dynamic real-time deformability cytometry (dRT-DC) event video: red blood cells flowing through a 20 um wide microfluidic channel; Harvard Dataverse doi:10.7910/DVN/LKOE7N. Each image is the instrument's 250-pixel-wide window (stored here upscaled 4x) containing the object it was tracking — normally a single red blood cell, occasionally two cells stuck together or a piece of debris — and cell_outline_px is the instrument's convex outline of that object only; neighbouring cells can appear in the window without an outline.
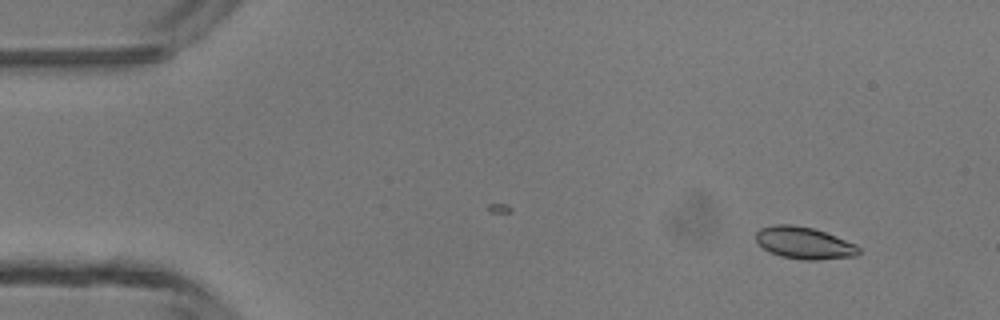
{"species": "common noctule bat (a hibernating species)", "species_latin": "Nyctalus noctula", "temperature_condition": "room temperature", "stored_images_in_passage": 5, "camera_frame_rate_fps": 3000, "um_per_image_px": 0.085, "animal": {"sex": "male", "body_mass_g": 13.3}, "frame": {"image": 1, "passage_image": 2, "time_ms": 1.333, "image_size_px": [1000, 320], "cell_outline_px": [[860, 252], [856, 256], [816, 260], [804, 260], [780, 256], [764, 248], [756, 240], [756, 232], [760, 228], [776, 224], [792, 224], [812, 228], [836, 236], [856, 244], [860, 248]], "centroid_in_image_um": [68.37, 20.65], "position_along_channel_um": 16.6, "area_um2": 19.07}}
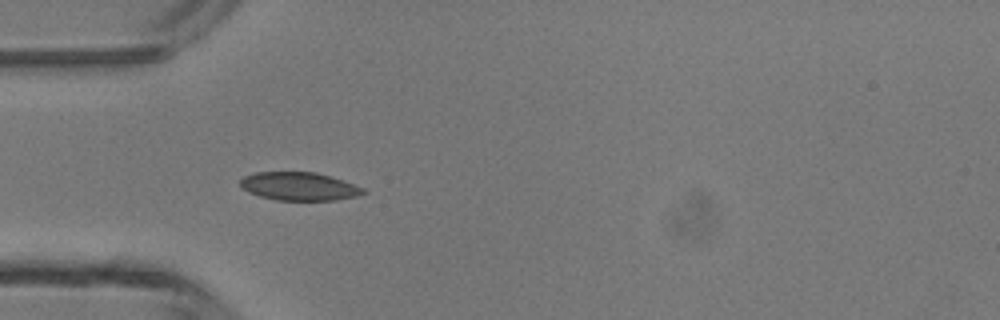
{"frame": {"image": 2, "passage_image": 5, "time_ms": 4.667, "image_size_px": [1000, 320], "cell_outline_px": [[368, 192], [356, 196], [336, 200], [276, 200], [260, 196], [248, 192], [240, 184], [240, 180], [244, 176], [256, 172], [316, 172], [344, 180], [364, 188]], "centroid_in_image_um": [25.45, 15.84], "position_along_channel_um": 59.5, "area_um2": 20.23}}